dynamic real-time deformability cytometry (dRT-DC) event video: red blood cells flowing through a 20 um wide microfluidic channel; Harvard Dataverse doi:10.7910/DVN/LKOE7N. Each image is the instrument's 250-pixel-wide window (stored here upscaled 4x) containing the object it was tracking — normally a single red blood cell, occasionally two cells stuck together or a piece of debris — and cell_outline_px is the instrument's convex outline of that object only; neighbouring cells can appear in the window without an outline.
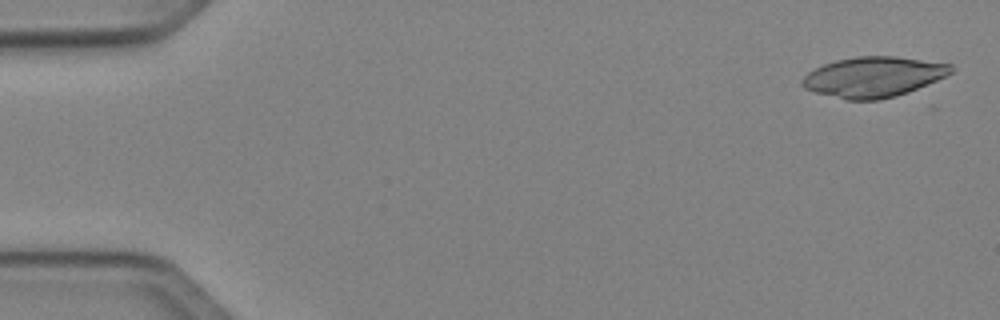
{"species": "Egyptian fruit bat (a non-hibernating species)", "species_latin": "Rousettus aegyptiacus", "temperature_condition": "cold", "stored_images_in_passage": 5, "camera_frame_rate_fps": 3000, "um_per_image_px": 0.085, "animal": {"sex": "female"}, "frame": {"image": 1, "passage_image": 1, "time_ms": 0.0, "image_size_px": [1000, 320], "cell_outline_px": [[956, 68], [952, 72], [936, 80], [908, 92], [896, 96], [880, 100], [848, 100], [816, 92], [804, 88], [800, 84], [800, 80], [808, 72], [824, 64], [836, 60], [856, 56], [896, 56], [952, 64]], "centroid_in_image_um": [74.24, 6.53], "position_along_channel_um": 10.8, "area_um2": 34.91}}